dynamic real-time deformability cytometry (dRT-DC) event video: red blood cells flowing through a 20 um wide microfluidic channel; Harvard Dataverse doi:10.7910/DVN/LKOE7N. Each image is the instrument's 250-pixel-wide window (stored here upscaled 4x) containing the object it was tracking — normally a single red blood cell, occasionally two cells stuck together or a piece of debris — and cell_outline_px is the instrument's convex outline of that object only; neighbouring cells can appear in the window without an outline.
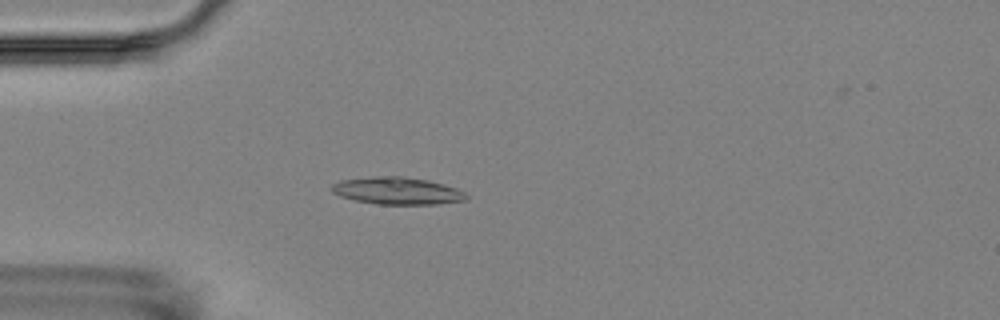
{"species": "Egyptian fruit bat (a non-hibernating species)", "species_latin": "Rousettus aegyptiacus", "temperature_condition": "room temperature", "stored_images_in_passage": 4, "camera_frame_rate_fps": 3000, "um_per_image_px": 0.085, "animal": {"sex": "female"}, "frame": {"image": 1, "passage_image": 4, "time_ms": 3.333, "image_size_px": [1000, 320], "cell_outline_px": [[468, 200], [436, 204], [376, 204], [356, 200], [340, 196], [332, 192], [328, 188], [332, 184], [340, 180], [376, 176], [404, 176], [428, 180], [444, 184], [456, 188], [464, 192], [468, 196]], "centroid_in_image_um": [33.76, 16.21], "position_along_channel_um": 51.2, "area_um2": 21.5}}